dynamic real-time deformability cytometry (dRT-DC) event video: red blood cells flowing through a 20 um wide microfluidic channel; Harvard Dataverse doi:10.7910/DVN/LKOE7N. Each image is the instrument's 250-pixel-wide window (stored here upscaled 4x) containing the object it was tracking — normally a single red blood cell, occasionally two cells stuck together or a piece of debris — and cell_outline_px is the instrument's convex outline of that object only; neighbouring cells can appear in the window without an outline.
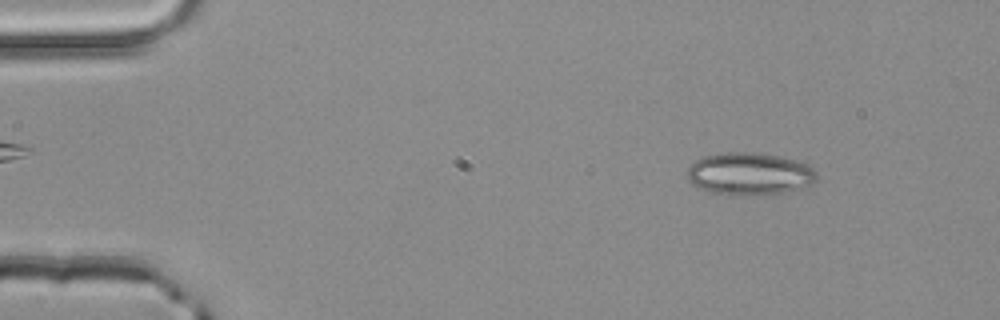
{"species": "common noctule bat (a hibernating species)", "species_latin": "Nyctalus noctula", "temperature_condition": "room temperature", "stored_images_in_passage": 51, "camera_frame_rate_fps": 3000, "um_per_image_px": 0.085, "animal": {"sex": "male", "body_mass_g": 20.4}, "frame": {"image": 1, "passage_image": 6, "time_ms": 1.667, "image_size_px": [1000, 320], "cell_outline_px": [[816, 180], [812, 184], [800, 188], [784, 192], [760, 196], [724, 196], [700, 188], [692, 184], [688, 180], [688, 168], [696, 160], [704, 156], [728, 152], [752, 152], [780, 156], [808, 164], [816, 172]], "centroid_in_image_um": [63.7, 14.8], "position_along_channel_um": 21.3, "area_um2": 32.37}}
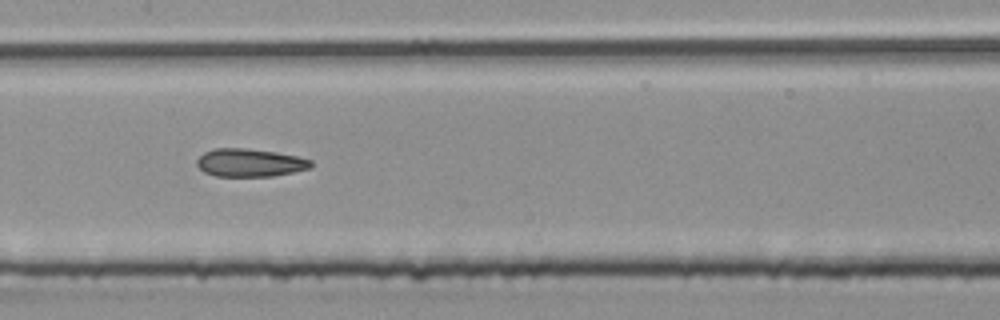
{"frame": {"image": 2, "passage_image": 25, "time_ms": 8.0, "image_size_px": [1000, 320], "cell_outline_px": [[312, 164], [308, 168], [292, 172], [272, 176], [216, 176], [204, 172], [196, 164], [196, 160], [204, 152], [212, 148], [244, 148], [276, 152], [296, 156], [312, 160]], "centroid_in_image_um": [21.19, 13.82], "position_along_channel_um": 186.2, "area_um2": 18.5}}
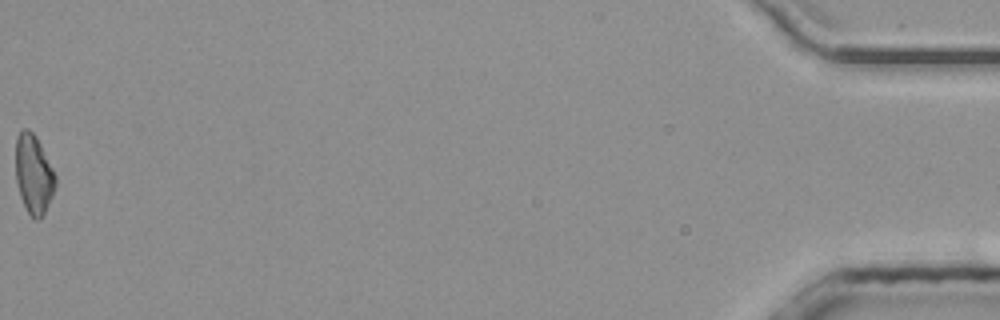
{"frame": {"image": 3, "passage_image": 51, "time_ms": 16.667, "image_size_px": [1000, 320], "cell_outline_px": [[56, 184], [52, 196], [44, 216], [40, 220], [32, 220], [20, 196], [16, 180], [16, 136], [24, 128], [28, 128], [36, 136], [56, 176]], "centroid_in_image_um": [2.86, 14.85], "position_along_channel_um": 432.3, "area_um2": 18.38}, "authors_computed_cell_mechanics": {"area_um2": 19.0162, "velocity_mm_per_s": 4.0773, "shape_relaxation_time_tau1_ms": 4.5684, "shape_relaxation_time_tau2_ms": 3.3423, "deformation_change_tau1": 0.136, "deformation_change_tau2": 0.1305}}